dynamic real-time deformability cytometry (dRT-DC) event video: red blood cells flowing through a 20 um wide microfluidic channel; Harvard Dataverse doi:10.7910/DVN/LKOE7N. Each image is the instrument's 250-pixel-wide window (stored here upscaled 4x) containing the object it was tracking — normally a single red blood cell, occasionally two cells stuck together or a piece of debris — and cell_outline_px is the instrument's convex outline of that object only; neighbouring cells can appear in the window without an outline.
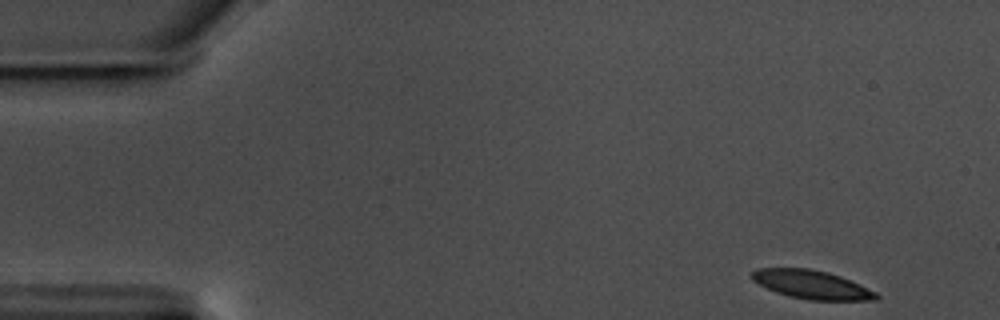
{"species": "common noctule bat (a hibernating species)", "species_latin": "Nyctalus noctula", "temperature_condition": "warm", "stored_images_in_passage": 54, "camera_frame_rate_fps": 3000, "um_per_image_px": 0.085, "animal": {"sex": "male", "body_mass_g": 17.5, "forearm_length_mm": 52.3}, "frame": {"image": 1, "passage_image": 1, "time_ms": 0.0, "image_size_px": [1000, 320], "cell_outline_px": [[880, 296], [876, 300], [808, 300], [788, 296], [776, 292], [752, 280], [752, 272], [756, 268], [808, 268], [828, 272], [840, 276], [860, 284], [876, 292]], "centroid_in_image_um": [69.01, 24.19], "position_along_channel_um": 16.0, "area_um2": 20.63}}
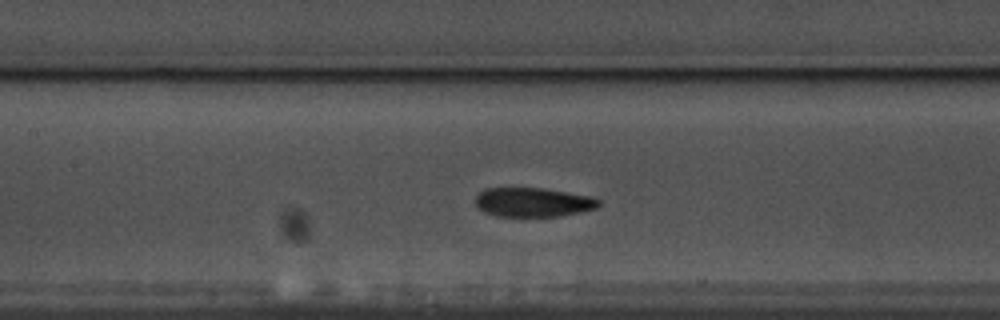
{"frame": {"image": 2, "passage_image": 23, "time_ms": 7.333, "image_size_px": [1000, 320], "cell_outline_px": [[600, 204], [596, 208], [580, 212], [560, 216], [496, 216], [484, 212], [476, 208], [476, 196], [484, 188], [544, 188], [592, 196], [600, 200]], "centroid_in_image_um": [45.3, 17.19], "position_along_channel_um": 162.1, "area_um2": 21.1}}
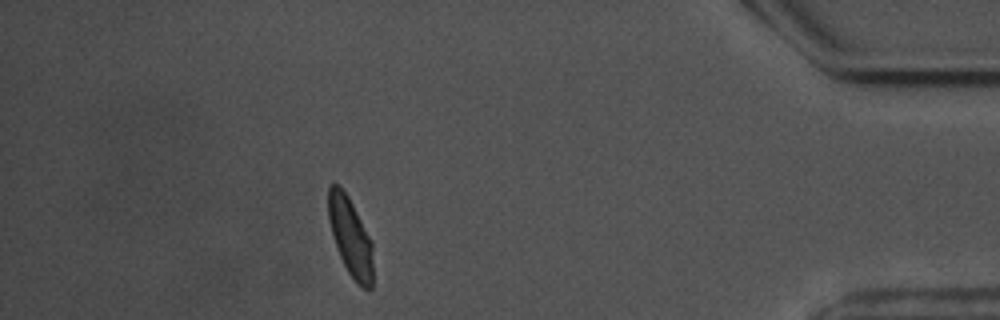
{"frame": {"image": 3, "passage_image": 48, "time_ms": 15.667, "image_size_px": [1000, 320], "cell_outline_px": [[372, 288], [368, 292], [356, 284], [348, 272], [336, 248], [328, 220], [328, 188], [332, 184], [336, 184], [348, 196], [372, 240]], "centroid_in_image_um": [29.79, 20.19], "position_along_channel_um": 405.4, "area_um2": 20.52}, "authors_computed_cell_mechanics": {"area_um2": 21.4727, "velocity_mm_per_s": 3.5096, "shape_relaxation_time_tau1_ms": 4.2809, "shape_relaxation_time_tau2_ms": 2.3002, "deformation_change_tau1": 0.1296, "deformation_change_tau2": 0.0728}}